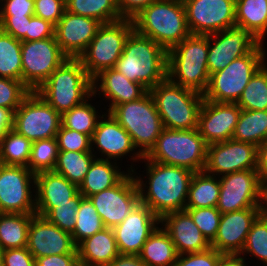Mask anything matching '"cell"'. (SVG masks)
<instances>
[{"mask_svg":"<svg viewBox=\"0 0 267 266\" xmlns=\"http://www.w3.org/2000/svg\"><path fill=\"white\" fill-rule=\"evenodd\" d=\"M133 30L130 19L122 18L100 25L87 49L78 58L92 80L102 71L114 68Z\"/></svg>","mask_w":267,"mask_h":266,"instance_id":"30bf717a","label":"cell"},{"mask_svg":"<svg viewBox=\"0 0 267 266\" xmlns=\"http://www.w3.org/2000/svg\"><path fill=\"white\" fill-rule=\"evenodd\" d=\"M260 214L267 216V179L261 180Z\"/></svg>","mask_w":267,"mask_h":266,"instance_id":"6125c7cd","label":"cell"},{"mask_svg":"<svg viewBox=\"0 0 267 266\" xmlns=\"http://www.w3.org/2000/svg\"><path fill=\"white\" fill-rule=\"evenodd\" d=\"M203 236L211 243L217 234L221 212L216 207L185 208Z\"/></svg>","mask_w":267,"mask_h":266,"instance_id":"f6af8a7d","label":"cell"},{"mask_svg":"<svg viewBox=\"0 0 267 266\" xmlns=\"http://www.w3.org/2000/svg\"><path fill=\"white\" fill-rule=\"evenodd\" d=\"M168 51L151 38L133 30L114 68L147 90L167 79Z\"/></svg>","mask_w":267,"mask_h":266,"instance_id":"7a4b0ae2","label":"cell"},{"mask_svg":"<svg viewBox=\"0 0 267 266\" xmlns=\"http://www.w3.org/2000/svg\"><path fill=\"white\" fill-rule=\"evenodd\" d=\"M106 266H147L139 255L119 254Z\"/></svg>","mask_w":267,"mask_h":266,"instance_id":"6f0895ef","label":"cell"},{"mask_svg":"<svg viewBox=\"0 0 267 266\" xmlns=\"http://www.w3.org/2000/svg\"><path fill=\"white\" fill-rule=\"evenodd\" d=\"M209 35L190 34L168 50L167 78L174 84L204 94L209 84Z\"/></svg>","mask_w":267,"mask_h":266,"instance_id":"277c9868","label":"cell"},{"mask_svg":"<svg viewBox=\"0 0 267 266\" xmlns=\"http://www.w3.org/2000/svg\"><path fill=\"white\" fill-rule=\"evenodd\" d=\"M92 85L95 99L103 96L105 101H110L106 112L116 105L138 100L148 92L142 84L130 81L115 68L102 71L92 80Z\"/></svg>","mask_w":267,"mask_h":266,"instance_id":"4316f807","label":"cell"},{"mask_svg":"<svg viewBox=\"0 0 267 266\" xmlns=\"http://www.w3.org/2000/svg\"><path fill=\"white\" fill-rule=\"evenodd\" d=\"M0 77L22 81L21 40L0 29Z\"/></svg>","mask_w":267,"mask_h":266,"instance_id":"ab89813d","label":"cell"},{"mask_svg":"<svg viewBox=\"0 0 267 266\" xmlns=\"http://www.w3.org/2000/svg\"><path fill=\"white\" fill-rule=\"evenodd\" d=\"M148 91L164 128L191 130L198 127L203 94L174 84L168 78Z\"/></svg>","mask_w":267,"mask_h":266,"instance_id":"52a82bcc","label":"cell"},{"mask_svg":"<svg viewBox=\"0 0 267 266\" xmlns=\"http://www.w3.org/2000/svg\"><path fill=\"white\" fill-rule=\"evenodd\" d=\"M13 126V112L7 108L0 107V139L5 133L12 129Z\"/></svg>","mask_w":267,"mask_h":266,"instance_id":"91938a15","label":"cell"},{"mask_svg":"<svg viewBox=\"0 0 267 266\" xmlns=\"http://www.w3.org/2000/svg\"><path fill=\"white\" fill-rule=\"evenodd\" d=\"M88 198L107 228L120 224L140 202L139 189L132 172H128L115 186Z\"/></svg>","mask_w":267,"mask_h":266,"instance_id":"9a60e30c","label":"cell"},{"mask_svg":"<svg viewBox=\"0 0 267 266\" xmlns=\"http://www.w3.org/2000/svg\"><path fill=\"white\" fill-rule=\"evenodd\" d=\"M32 142L14 129L8 130L0 139V164L25 166L31 155Z\"/></svg>","mask_w":267,"mask_h":266,"instance_id":"74e56055","label":"cell"},{"mask_svg":"<svg viewBox=\"0 0 267 266\" xmlns=\"http://www.w3.org/2000/svg\"><path fill=\"white\" fill-rule=\"evenodd\" d=\"M257 172L261 180L267 179V140L257 147Z\"/></svg>","mask_w":267,"mask_h":266,"instance_id":"680465c9","label":"cell"},{"mask_svg":"<svg viewBox=\"0 0 267 266\" xmlns=\"http://www.w3.org/2000/svg\"><path fill=\"white\" fill-rule=\"evenodd\" d=\"M139 257L147 266H173L178 253L168 232L160 224L144 243Z\"/></svg>","mask_w":267,"mask_h":266,"instance_id":"4dcf8cb0","label":"cell"},{"mask_svg":"<svg viewBox=\"0 0 267 266\" xmlns=\"http://www.w3.org/2000/svg\"><path fill=\"white\" fill-rule=\"evenodd\" d=\"M34 214L0 213V250L27 247Z\"/></svg>","mask_w":267,"mask_h":266,"instance_id":"d6a6232c","label":"cell"},{"mask_svg":"<svg viewBox=\"0 0 267 266\" xmlns=\"http://www.w3.org/2000/svg\"><path fill=\"white\" fill-rule=\"evenodd\" d=\"M35 92L62 115L93 94L92 79L78 58H69Z\"/></svg>","mask_w":267,"mask_h":266,"instance_id":"5b68a950","label":"cell"},{"mask_svg":"<svg viewBox=\"0 0 267 266\" xmlns=\"http://www.w3.org/2000/svg\"><path fill=\"white\" fill-rule=\"evenodd\" d=\"M60 126L61 115L35 91L13 113L12 129L31 142L55 138Z\"/></svg>","mask_w":267,"mask_h":266,"instance_id":"8fae6325","label":"cell"},{"mask_svg":"<svg viewBox=\"0 0 267 266\" xmlns=\"http://www.w3.org/2000/svg\"><path fill=\"white\" fill-rule=\"evenodd\" d=\"M0 266H3L2 252L0 250Z\"/></svg>","mask_w":267,"mask_h":266,"instance_id":"be15d7a7","label":"cell"},{"mask_svg":"<svg viewBox=\"0 0 267 266\" xmlns=\"http://www.w3.org/2000/svg\"><path fill=\"white\" fill-rule=\"evenodd\" d=\"M208 144L197 128L177 130L164 128L154 147L145 156L149 161L204 171Z\"/></svg>","mask_w":267,"mask_h":266,"instance_id":"8992f818","label":"cell"},{"mask_svg":"<svg viewBox=\"0 0 267 266\" xmlns=\"http://www.w3.org/2000/svg\"><path fill=\"white\" fill-rule=\"evenodd\" d=\"M59 148L56 137L32 142L28 168L34 173L53 171L55 168Z\"/></svg>","mask_w":267,"mask_h":266,"instance_id":"b9f144b4","label":"cell"},{"mask_svg":"<svg viewBox=\"0 0 267 266\" xmlns=\"http://www.w3.org/2000/svg\"><path fill=\"white\" fill-rule=\"evenodd\" d=\"M191 34L210 35L235 23V0H184Z\"/></svg>","mask_w":267,"mask_h":266,"instance_id":"e0dca14e","label":"cell"},{"mask_svg":"<svg viewBox=\"0 0 267 266\" xmlns=\"http://www.w3.org/2000/svg\"><path fill=\"white\" fill-rule=\"evenodd\" d=\"M232 139L258 147L267 140V110H242Z\"/></svg>","mask_w":267,"mask_h":266,"instance_id":"836d02e7","label":"cell"},{"mask_svg":"<svg viewBox=\"0 0 267 266\" xmlns=\"http://www.w3.org/2000/svg\"><path fill=\"white\" fill-rule=\"evenodd\" d=\"M80 266H106L119 255L112 228L105 227L77 245Z\"/></svg>","mask_w":267,"mask_h":266,"instance_id":"83f0119b","label":"cell"},{"mask_svg":"<svg viewBox=\"0 0 267 266\" xmlns=\"http://www.w3.org/2000/svg\"><path fill=\"white\" fill-rule=\"evenodd\" d=\"M33 15L24 17H0V29L15 39L27 41L28 21Z\"/></svg>","mask_w":267,"mask_h":266,"instance_id":"f907efd6","label":"cell"},{"mask_svg":"<svg viewBox=\"0 0 267 266\" xmlns=\"http://www.w3.org/2000/svg\"><path fill=\"white\" fill-rule=\"evenodd\" d=\"M258 43L253 35L238 25L210 34L207 57L209 75L224 69L234 59L248 54Z\"/></svg>","mask_w":267,"mask_h":266,"instance_id":"d6986e66","label":"cell"},{"mask_svg":"<svg viewBox=\"0 0 267 266\" xmlns=\"http://www.w3.org/2000/svg\"><path fill=\"white\" fill-rule=\"evenodd\" d=\"M59 151L92 152L91 137L62 125L56 134Z\"/></svg>","mask_w":267,"mask_h":266,"instance_id":"7dc6e473","label":"cell"},{"mask_svg":"<svg viewBox=\"0 0 267 266\" xmlns=\"http://www.w3.org/2000/svg\"><path fill=\"white\" fill-rule=\"evenodd\" d=\"M55 26L33 15L28 21L27 41L44 40L54 36Z\"/></svg>","mask_w":267,"mask_h":266,"instance_id":"db71d44e","label":"cell"},{"mask_svg":"<svg viewBox=\"0 0 267 266\" xmlns=\"http://www.w3.org/2000/svg\"><path fill=\"white\" fill-rule=\"evenodd\" d=\"M154 1L155 0H116V3L122 18L132 20Z\"/></svg>","mask_w":267,"mask_h":266,"instance_id":"11a10c76","label":"cell"},{"mask_svg":"<svg viewBox=\"0 0 267 266\" xmlns=\"http://www.w3.org/2000/svg\"><path fill=\"white\" fill-rule=\"evenodd\" d=\"M260 208H247L223 213L211 247L223 255L240 254Z\"/></svg>","mask_w":267,"mask_h":266,"instance_id":"cb8c5ba5","label":"cell"},{"mask_svg":"<svg viewBox=\"0 0 267 266\" xmlns=\"http://www.w3.org/2000/svg\"><path fill=\"white\" fill-rule=\"evenodd\" d=\"M27 249L35 259L50 255L78 254L72 234L37 214L32 216L30 222Z\"/></svg>","mask_w":267,"mask_h":266,"instance_id":"7402d4cb","label":"cell"},{"mask_svg":"<svg viewBox=\"0 0 267 266\" xmlns=\"http://www.w3.org/2000/svg\"><path fill=\"white\" fill-rule=\"evenodd\" d=\"M83 197L84 196L78 192L73 197V204L52 207L43 217L52 224L57 225L63 231L72 234L76 225L77 208Z\"/></svg>","mask_w":267,"mask_h":266,"instance_id":"ee69618b","label":"cell"},{"mask_svg":"<svg viewBox=\"0 0 267 266\" xmlns=\"http://www.w3.org/2000/svg\"><path fill=\"white\" fill-rule=\"evenodd\" d=\"M241 109L236 103L203 101L198 131L208 145L232 139Z\"/></svg>","mask_w":267,"mask_h":266,"instance_id":"44dd1931","label":"cell"},{"mask_svg":"<svg viewBox=\"0 0 267 266\" xmlns=\"http://www.w3.org/2000/svg\"><path fill=\"white\" fill-rule=\"evenodd\" d=\"M95 158L92 152L59 151L53 171L79 187Z\"/></svg>","mask_w":267,"mask_h":266,"instance_id":"d590c367","label":"cell"},{"mask_svg":"<svg viewBox=\"0 0 267 266\" xmlns=\"http://www.w3.org/2000/svg\"><path fill=\"white\" fill-rule=\"evenodd\" d=\"M67 59L55 37L21 41L22 82L37 90Z\"/></svg>","mask_w":267,"mask_h":266,"instance_id":"7c38bea8","label":"cell"},{"mask_svg":"<svg viewBox=\"0 0 267 266\" xmlns=\"http://www.w3.org/2000/svg\"><path fill=\"white\" fill-rule=\"evenodd\" d=\"M102 23L93 18L64 11L55 25L54 36L69 58H79L87 49Z\"/></svg>","mask_w":267,"mask_h":266,"instance_id":"603a6c76","label":"cell"},{"mask_svg":"<svg viewBox=\"0 0 267 266\" xmlns=\"http://www.w3.org/2000/svg\"><path fill=\"white\" fill-rule=\"evenodd\" d=\"M220 194L216 208L223 213L259 208L261 178L257 169L236 171L219 177Z\"/></svg>","mask_w":267,"mask_h":266,"instance_id":"2e32d148","label":"cell"},{"mask_svg":"<svg viewBox=\"0 0 267 266\" xmlns=\"http://www.w3.org/2000/svg\"><path fill=\"white\" fill-rule=\"evenodd\" d=\"M247 254L267 266V216L260 214L253 222L240 253L244 258Z\"/></svg>","mask_w":267,"mask_h":266,"instance_id":"7bdbcfd3","label":"cell"},{"mask_svg":"<svg viewBox=\"0 0 267 266\" xmlns=\"http://www.w3.org/2000/svg\"><path fill=\"white\" fill-rule=\"evenodd\" d=\"M30 92L22 81L0 77V107L14 113Z\"/></svg>","mask_w":267,"mask_h":266,"instance_id":"bcb514c9","label":"cell"},{"mask_svg":"<svg viewBox=\"0 0 267 266\" xmlns=\"http://www.w3.org/2000/svg\"><path fill=\"white\" fill-rule=\"evenodd\" d=\"M131 136L138 152L145 157L164 129L149 91L140 99L114 106L108 112Z\"/></svg>","mask_w":267,"mask_h":266,"instance_id":"9c48e42d","label":"cell"},{"mask_svg":"<svg viewBox=\"0 0 267 266\" xmlns=\"http://www.w3.org/2000/svg\"><path fill=\"white\" fill-rule=\"evenodd\" d=\"M265 43L259 42L248 54L234 59L224 69L210 75L205 100L237 103L251 77L267 61Z\"/></svg>","mask_w":267,"mask_h":266,"instance_id":"ba28073f","label":"cell"},{"mask_svg":"<svg viewBox=\"0 0 267 266\" xmlns=\"http://www.w3.org/2000/svg\"><path fill=\"white\" fill-rule=\"evenodd\" d=\"M159 224L160 218L139 202L120 224L112 228L119 254L139 255Z\"/></svg>","mask_w":267,"mask_h":266,"instance_id":"ffe728a7","label":"cell"},{"mask_svg":"<svg viewBox=\"0 0 267 266\" xmlns=\"http://www.w3.org/2000/svg\"><path fill=\"white\" fill-rule=\"evenodd\" d=\"M34 0H0V17L34 15Z\"/></svg>","mask_w":267,"mask_h":266,"instance_id":"816d5d0a","label":"cell"},{"mask_svg":"<svg viewBox=\"0 0 267 266\" xmlns=\"http://www.w3.org/2000/svg\"><path fill=\"white\" fill-rule=\"evenodd\" d=\"M141 162L145 163L146 176L142 178L136 169L132 172L139 189L140 202L160 219L168 213L185 210L189 185L195 172L149 161L145 157Z\"/></svg>","mask_w":267,"mask_h":266,"instance_id":"6da1fadb","label":"cell"},{"mask_svg":"<svg viewBox=\"0 0 267 266\" xmlns=\"http://www.w3.org/2000/svg\"><path fill=\"white\" fill-rule=\"evenodd\" d=\"M66 11L110 23L122 19L116 0H65Z\"/></svg>","mask_w":267,"mask_h":266,"instance_id":"e575fe53","label":"cell"},{"mask_svg":"<svg viewBox=\"0 0 267 266\" xmlns=\"http://www.w3.org/2000/svg\"><path fill=\"white\" fill-rule=\"evenodd\" d=\"M34 15L54 26L59 22L66 10L65 0H34Z\"/></svg>","mask_w":267,"mask_h":266,"instance_id":"681fc988","label":"cell"},{"mask_svg":"<svg viewBox=\"0 0 267 266\" xmlns=\"http://www.w3.org/2000/svg\"><path fill=\"white\" fill-rule=\"evenodd\" d=\"M91 141V151L96 158L117 162L122 161L124 156L126 159L129 156L128 160H132L131 165H127L130 166L127 167L129 172L135 170L133 162L138 161L139 163L143 160V156L134 146L131 136L108 112H105L99 119Z\"/></svg>","mask_w":267,"mask_h":266,"instance_id":"5bb4252c","label":"cell"},{"mask_svg":"<svg viewBox=\"0 0 267 266\" xmlns=\"http://www.w3.org/2000/svg\"><path fill=\"white\" fill-rule=\"evenodd\" d=\"M257 169V147L229 139L208 145L204 171L221 177L236 171Z\"/></svg>","mask_w":267,"mask_h":266,"instance_id":"ac0fdd59","label":"cell"},{"mask_svg":"<svg viewBox=\"0 0 267 266\" xmlns=\"http://www.w3.org/2000/svg\"><path fill=\"white\" fill-rule=\"evenodd\" d=\"M117 165L112 160L95 158L79 186V193L88 198L115 186L129 172L121 171V166Z\"/></svg>","mask_w":267,"mask_h":266,"instance_id":"f1b7e54d","label":"cell"},{"mask_svg":"<svg viewBox=\"0 0 267 266\" xmlns=\"http://www.w3.org/2000/svg\"><path fill=\"white\" fill-rule=\"evenodd\" d=\"M235 23L263 43L267 35V0H235Z\"/></svg>","mask_w":267,"mask_h":266,"instance_id":"f546056e","label":"cell"},{"mask_svg":"<svg viewBox=\"0 0 267 266\" xmlns=\"http://www.w3.org/2000/svg\"><path fill=\"white\" fill-rule=\"evenodd\" d=\"M35 266H80L78 254H62L37 257Z\"/></svg>","mask_w":267,"mask_h":266,"instance_id":"9f6ffc18","label":"cell"},{"mask_svg":"<svg viewBox=\"0 0 267 266\" xmlns=\"http://www.w3.org/2000/svg\"><path fill=\"white\" fill-rule=\"evenodd\" d=\"M132 21L137 33L151 38L167 51L191 34L182 1L155 0Z\"/></svg>","mask_w":267,"mask_h":266,"instance_id":"3957f363","label":"cell"},{"mask_svg":"<svg viewBox=\"0 0 267 266\" xmlns=\"http://www.w3.org/2000/svg\"><path fill=\"white\" fill-rule=\"evenodd\" d=\"M93 97L95 96L92 94L82 104L63 113L61 115V125L67 129L84 133L92 138L99 118L103 116V113L100 115L97 108H95L96 105L90 103L91 100H94L92 99Z\"/></svg>","mask_w":267,"mask_h":266,"instance_id":"8d00e7d4","label":"cell"},{"mask_svg":"<svg viewBox=\"0 0 267 266\" xmlns=\"http://www.w3.org/2000/svg\"><path fill=\"white\" fill-rule=\"evenodd\" d=\"M3 266H35V258L27 247L2 250Z\"/></svg>","mask_w":267,"mask_h":266,"instance_id":"f5cc1de1","label":"cell"},{"mask_svg":"<svg viewBox=\"0 0 267 266\" xmlns=\"http://www.w3.org/2000/svg\"><path fill=\"white\" fill-rule=\"evenodd\" d=\"M160 224L168 232L178 255L201 252L211 247L186 210L164 215Z\"/></svg>","mask_w":267,"mask_h":266,"instance_id":"484cf974","label":"cell"},{"mask_svg":"<svg viewBox=\"0 0 267 266\" xmlns=\"http://www.w3.org/2000/svg\"><path fill=\"white\" fill-rule=\"evenodd\" d=\"M220 194L218 176L205 171L195 172L188 191L185 208L216 207Z\"/></svg>","mask_w":267,"mask_h":266,"instance_id":"1f68e13d","label":"cell"},{"mask_svg":"<svg viewBox=\"0 0 267 266\" xmlns=\"http://www.w3.org/2000/svg\"><path fill=\"white\" fill-rule=\"evenodd\" d=\"M236 104L242 110H267V61L251 77Z\"/></svg>","mask_w":267,"mask_h":266,"instance_id":"f35d334b","label":"cell"},{"mask_svg":"<svg viewBox=\"0 0 267 266\" xmlns=\"http://www.w3.org/2000/svg\"><path fill=\"white\" fill-rule=\"evenodd\" d=\"M79 187L54 171L35 174L36 214L44 216L52 207L73 204Z\"/></svg>","mask_w":267,"mask_h":266,"instance_id":"d4e9b609","label":"cell"},{"mask_svg":"<svg viewBox=\"0 0 267 266\" xmlns=\"http://www.w3.org/2000/svg\"><path fill=\"white\" fill-rule=\"evenodd\" d=\"M222 255L210 247L205 251L178 255L173 266H218Z\"/></svg>","mask_w":267,"mask_h":266,"instance_id":"c3c4849f","label":"cell"},{"mask_svg":"<svg viewBox=\"0 0 267 266\" xmlns=\"http://www.w3.org/2000/svg\"><path fill=\"white\" fill-rule=\"evenodd\" d=\"M105 228L100 215L89 198L83 197L77 208L76 225L72 233L73 241L78 245L85 238L93 236Z\"/></svg>","mask_w":267,"mask_h":266,"instance_id":"60d3db41","label":"cell"},{"mask_svg":"<svg viewBox=\"0 0 267 266\" xmlns=\"http://www.w3.org/2000/svg\"><path fill=\"white\" fill-rule=\"evenodd\" d=\"M0 213L36 214L35 174L29 168L0 164Z\"/></svg>","mask_w":267,"mask_h":266,"instance_id":"4fadbf2b","label":"cell"},{"mask_svg":"<svg viewBox=\"0 0 267 266\" xmlns=\"http://www.w3.org/2000/svg\"><path fill=\"white\" fill-rule=\"evenodd\" d=\"M246 260L240 254L222 255L218 266H248Z\"/></svg>","mask_w":267,"mask_h":266,"instance_id":"94428289","label":"cell"}]
</instances>
